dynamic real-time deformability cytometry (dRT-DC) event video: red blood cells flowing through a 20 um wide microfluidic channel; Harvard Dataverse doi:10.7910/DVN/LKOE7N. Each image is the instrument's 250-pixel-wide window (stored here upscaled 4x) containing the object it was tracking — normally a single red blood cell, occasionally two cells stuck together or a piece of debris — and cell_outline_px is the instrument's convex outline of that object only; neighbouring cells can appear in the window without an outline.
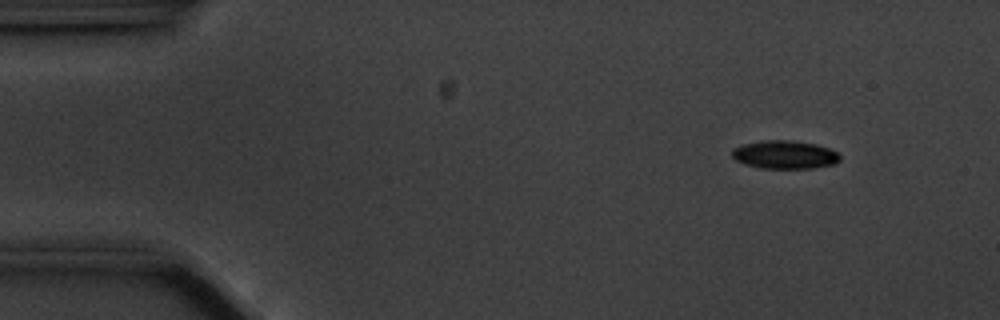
{"species": "common noctule bat (a hibernating species)", "species_latin": "Nyctalus noctula", "temperature_condition": "cold", "stored_images_in_passage": 56, "camera_frame_rate_fps": 3000, "um_per_image_px": 0.085, "animal": {"sex": "male", "body_mass_g": 20.1, "forearm_length_mm": 53.5}, "frame": {"image": 1, "passage_image": 6, "time_ms": 1.667, "image_size_px": [1000, 320], "cell_outline_px": [[840, 160], [836, 164], [812, 168], [760, 168], [744, 164], [736, 160], [732, 156], [732, 148], [740, 144], [764, 140], [792, 140], [816, 144], [840, 152]], "centroid_in_image_um": [66.71, 13.14], "position_along_channel_um": 18.3, "area_um2": 18.03}}
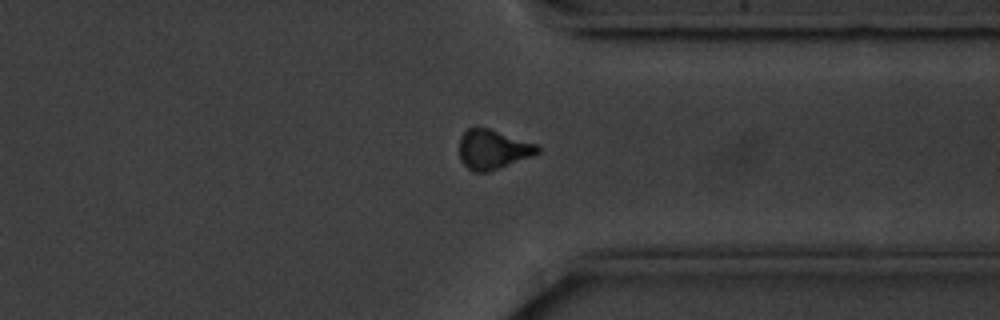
{"frame": {"image": 2, "passage_image": 43, "time_ms": 14.0, "image_size_px": [1000, 320], "cell_outline_px": [[540, 152], [532, 156], [488, 172], [472, 172], [460, 160], [460, 136], [468, 128], [488, 128], [536, 144], [540, 148]], "centroid_in_image_um": [41.88, 12.71], "position_along_channel_um": 369.5, "area_um2": 17.8}}
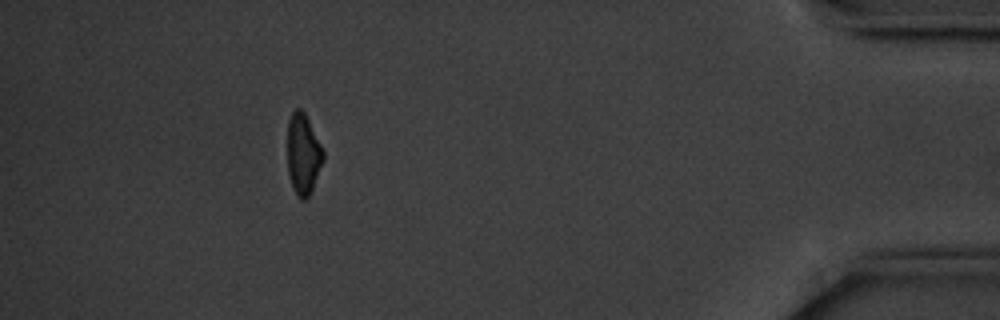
{"frame": {"image": 3, "passage_image": 51, "time_ms": 16.667, "image_size_px": [1000, 320], "cell_outline_px": [[324, 160], [312, 192], [304, 200], [300, 200], [296, 196], [292, 188], [288, 172], [288, 120], [292, 112], [296, 108], [300, 108], [304, 112], [324, 152]], "centroid_in_image_um": [25.77, 13.16], "position_along_channel_um": 409.4, "area_um2": 16.94}, "authors_computed_cell_mechanics": {"area_um2": 18.0914, "velocity_mm_per_s": 3.5465, "shape_relaxation_time_tau1_ms": 3.2126, "shape_relaxation_time_tau2_ms": null, "deformation_change_tau1": 0.1095, "deformation_change_tau2": null}}